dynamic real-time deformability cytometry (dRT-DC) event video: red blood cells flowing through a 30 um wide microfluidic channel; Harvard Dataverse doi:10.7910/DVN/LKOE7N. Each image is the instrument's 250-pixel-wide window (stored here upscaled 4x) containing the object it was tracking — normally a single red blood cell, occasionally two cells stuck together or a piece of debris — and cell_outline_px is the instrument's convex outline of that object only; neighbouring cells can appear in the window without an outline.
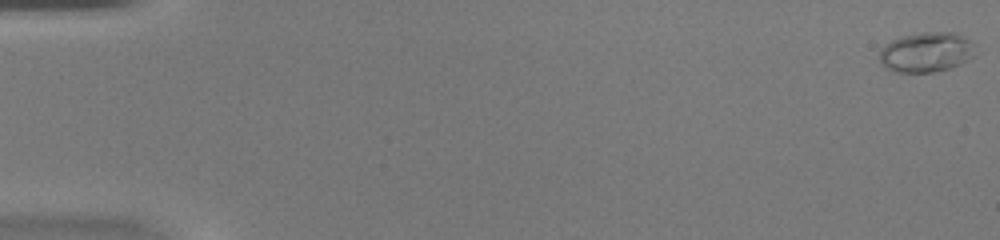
{"species": "common noctule bat (a hibernating species)", "species_latin": "Nyctalus noctula", "temperature_condition": "warm", "stored_images_in_passage": 50, "camera_frame_rate_fps": 3000, "um_per_image_px": 0.085, "animal": {"sex": "female", "body_mass_g": 20.0, "forearm_length_mm": 54.0}, "frame": {"image": 1, "passage_image": 1, "time_ms": 0.0, "image_size_px": [1000, 240], "cell_outline_px": [[976, 56], [960, 64], [936, 72], [892, 72], [884, 68], [880, 60], [880, 52], [884, 44], [892, 40], [904, 36], [920, 32], [956, 32], [968, 40], [972, 44]], "centroid_in_image_um": [78.72, 4.44], "position_along_channel_um": 6.3, "area_um2": 22.37}}
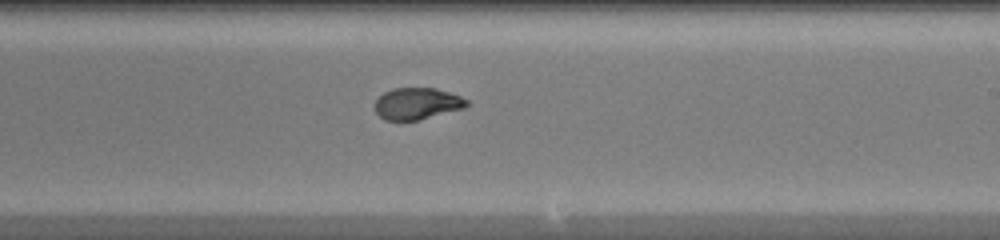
{"frame": {"image": 2, "passage_image": 31, "time_ms": 10.0, "image_size_px": [1000, 240], "cell_outline_px": [[472, 104], [468, 108], [420, 120], [384, 120], [372, 108], [376, 100], [384, 92], [392, 88], [436, 88], [460, 96], [468, 100]], "centroid_in_image_um": [35.5, 8.82], "position_along_channel_um": 253.5, "area_um2": 17.4}}
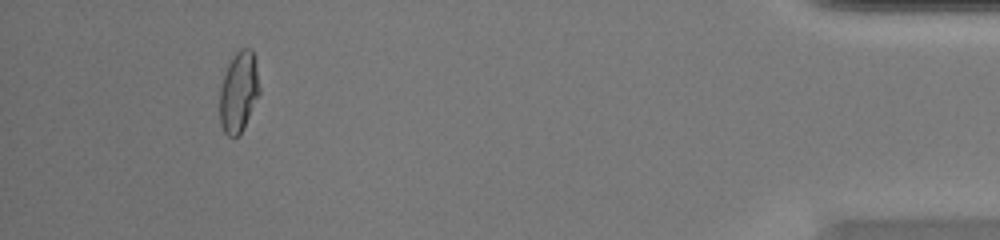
{"frame": {"image": 3, "passage_image": 47, "time_ms": 15.333, "image_size_px": [1000, 240], "cell_outline_px": [[260, 92], [244, 128], [240, 136], [228, 136], [224, 132], [220, 124], [220, 88], [228, 64], [236, 52], [240, 48], [252, 48], [260, 88]], "centroid_in_image_um": [20.29, 7.84], "position_along_channel_um": 414.9, "area_um2": 18.61}, "authors_computed_cell_mechanics": {"area_um2": 18.2359, "velocity_mm_per_s": 4.197, "shape_relaxation_time_tau1_ms": 7.4924, "shape_relaxation_time_tau2_ms": 0.7109, "deformation_change_tau1": 0.2699, "deformation_change_tau2": 0.042}}